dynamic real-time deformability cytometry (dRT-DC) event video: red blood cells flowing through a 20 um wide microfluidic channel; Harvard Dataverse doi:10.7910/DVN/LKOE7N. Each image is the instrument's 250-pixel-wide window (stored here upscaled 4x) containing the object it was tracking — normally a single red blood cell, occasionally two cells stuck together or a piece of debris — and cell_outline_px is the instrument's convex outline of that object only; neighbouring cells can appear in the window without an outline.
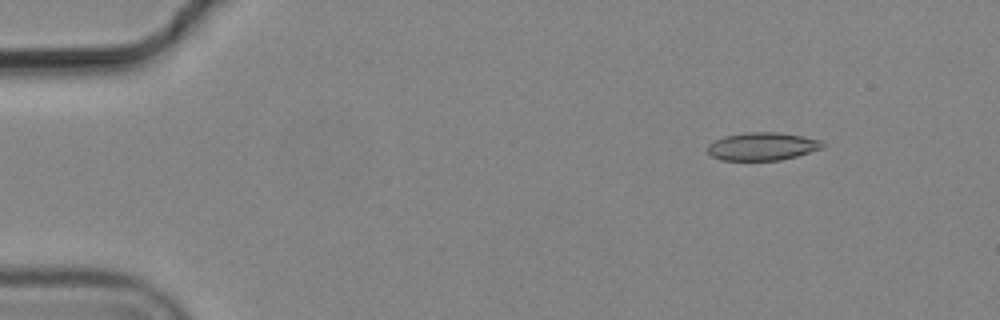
{"species": "common noctule bat (a hibernating species)", "species_latin": "Nyctalus noctula", "temperature_condition": "cold", "stored_images_in_passage": 6, "camera_frame_rate_fps": 3000, "um_per_image_px": 0.085, "animal": {"sex": "male", "body_mass_g": 19.2, "forearm_length_mm": 51.8}, "frame": {"image": 1, "passage_image": 2, "time_ms": 0.333, "image_size_px": [1000, 320], "cell_outline_px": [[824, 148], [796, 156], [780, 160], [720, 160], [712, 156], [708, 152], [708, 144], [724, 136], [744, 132], [776, 132], [804, 136], [820, 140], [824, 144]], "centroid_in_image_um": [64.8, 12.44], "position_along_channel_um": 20.2, "area_um2": 18.73}}
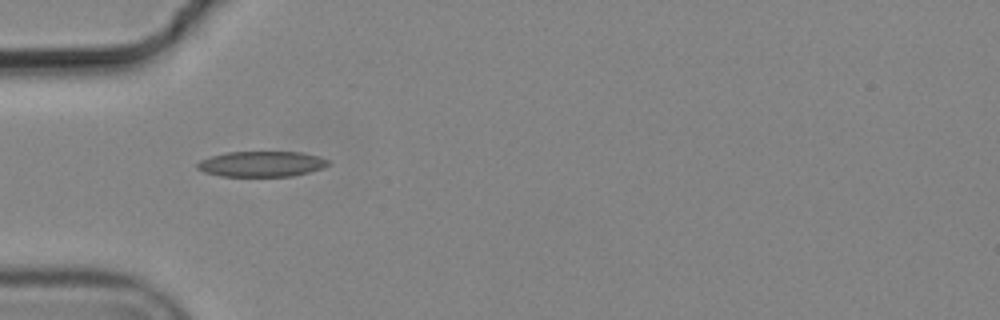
{"frame": {"image": 2, "passage_image": 5, "time_ms": 1.333, "image_size_px": [1000, 320], "cell_outline_px": [[328, 164], [320, 168], [308, 172], [292, 176], [220, 176], [204, 172], [196, 168], [196, 164], [200, 160], [212, 156], [228, 152], [300, 152], [320, 156], [328, 160]], "centroid_in_image_um": [22.19, 13.93], "position_along_channel_um": 62.8, "area_um2": 19.31}}
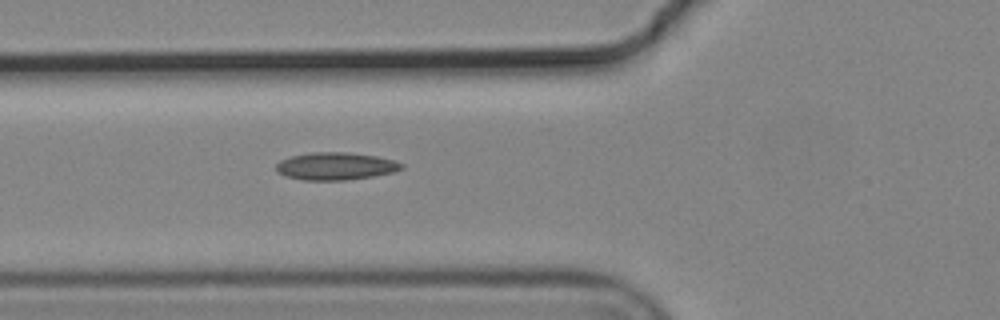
{"frame": {"image": 3, "passage_image": 6, "time_ms": 1.667, "image_size_px": [1000, 320], "cell_outline_px": [[404, 168], [392, 172], [372, 176], [344, 180], [304, 180], [284, 176], [276, 172], [276, 164], [280, 160], [292, 156], [312, 152], [348, 152], [376, 156], [392, 160], [404, 164]], "centroid_in_image_um": [28.49, 14.12], "position_along_channel_um": 97.3, "area_um2": 20.06}}